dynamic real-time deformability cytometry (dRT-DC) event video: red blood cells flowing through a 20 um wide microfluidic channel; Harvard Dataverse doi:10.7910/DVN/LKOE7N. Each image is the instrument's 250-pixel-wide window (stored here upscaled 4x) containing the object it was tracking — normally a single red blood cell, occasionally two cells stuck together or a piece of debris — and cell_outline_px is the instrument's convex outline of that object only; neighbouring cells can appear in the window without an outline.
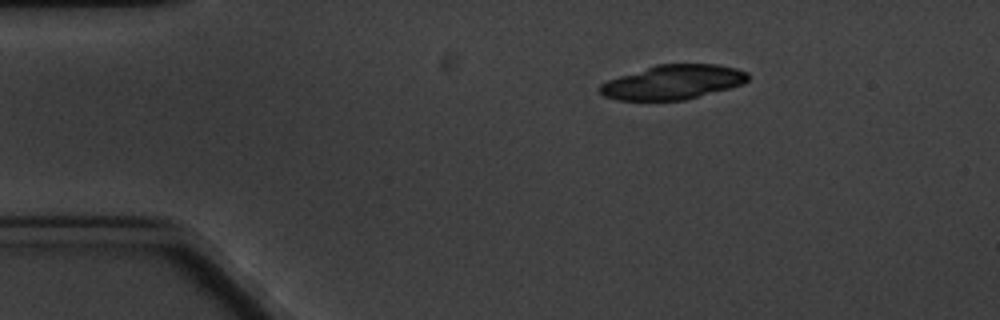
{"species": "common noctule bat (a hibernating species)", "species_latin": "Nyctalus noctula", "temperature_condition": "cold", "stored_images_in_passage": 3, "camera_frame_rate_fps": 3000, "um_per_image_px": 0.085, "animal": {"sex": "male", "body_mass_g": 20.1, "forearm_length_mm": 53.5}, "frame": {"image": 1, "passage_image": 1, "time_ms": 0.0, "image_size_px": [1000, 320], "cell_outline_px": [[748, 80], [744, 84], [684, 100], [616, 100], [604, 96], [596, 88], [600, 84], [608, 80], [656, 64], [716, 64], [736, 68], [748, 72]], "centroid_in_image_um": [57.19, 6.98], "position_along_channel_um": 27.8, "area_um2": 29.65}}